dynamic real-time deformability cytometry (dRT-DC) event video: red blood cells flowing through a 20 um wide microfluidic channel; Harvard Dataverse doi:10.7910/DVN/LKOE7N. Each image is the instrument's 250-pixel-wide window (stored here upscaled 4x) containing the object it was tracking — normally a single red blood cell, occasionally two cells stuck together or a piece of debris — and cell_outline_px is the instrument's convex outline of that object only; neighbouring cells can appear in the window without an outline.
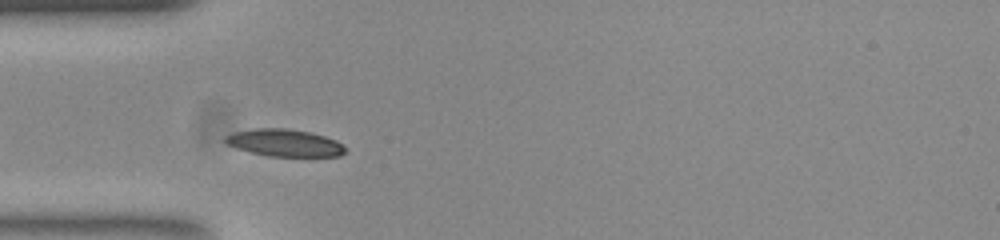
{"species": "common noctule bat (a hibernating species)", "species_latin": "Nyctalus noctula", "temperature_condition": "room temperature", "stored_images_in_passage": 28, "camera_frame_rate_fps": 3000, "um_per_image_px": 0.085, "animal": {"sex": "female", "body_mass_g": 23.0, "forearm_length_mm": 53.4}, "frame": {"image": 1, "passage_image": 4, "time_ms": 1.0, "image_size_px": [1000, 240], "cell_outline_px": [[344, 152], [340, 156], [268, 156], [236, 148], [228, 144], [224, 140], [224, 136], [232, 132], [256, 128], [288, 128], [308, 132], [324, 136], [336, 140], [344, 148]], "centroid_in_image_um": [24.14, 12.13], "position_along_channel_um": 60.9, "area_um2": 18.84}}
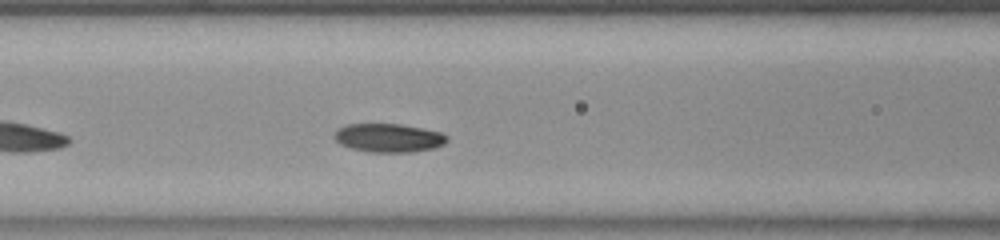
{"frame": {"image": 2, "passage_image": 10, "time_ms": 3.0, "image_size_px": [1000, 240], "cell_outline_px": [[448, 140], [444, 144], [436, 148], [412, 152], [368, 152], [352, 148], [340, 144], [332, 136], [336, 128], [344, 124], [400, 124], [444, 132], [448, 136]], "centroid_in_image_um": [33.04, 11.71], "position_along_channel_um": 133.6, "area_um2": 19.13}}
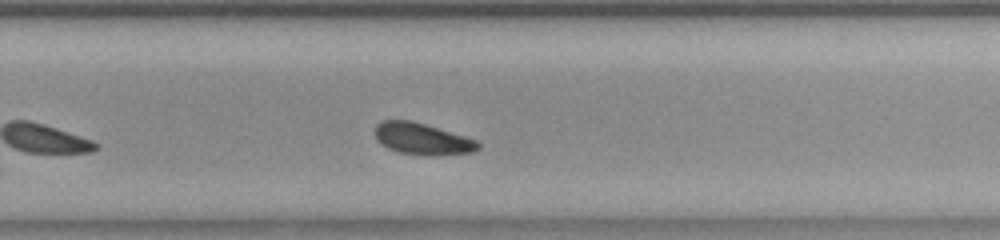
{"frame": {"image": 3, "passage_image": 23, "time_ms": 7.333, "image_size_px": [1000, 240], "cell_outline_px": [[480, 148], [472, 152], [436, 156], [428, 156], [400, 152], [388, 148], [376, 140], [376, 124], [380, 120], [408, 120], [424, 124], [464, 136], [476, 140], [480, 144]], "centroid_in_image_um": [35.88, 11.81], "position_along_channel_um": 293.9, "area_um2": 18.84}, "authors_computed_cell_mechanics": {"area_um2": 18.785, "velocity_mm_per_s": 3.7087, "shape_relaxation_time_tau1_ms": 1.4065, "shape_relaxation_time_tau2_ms": 9.352, "deformation_change_tau1": 0.0885, "deformation_change_tau2": 0.151}}